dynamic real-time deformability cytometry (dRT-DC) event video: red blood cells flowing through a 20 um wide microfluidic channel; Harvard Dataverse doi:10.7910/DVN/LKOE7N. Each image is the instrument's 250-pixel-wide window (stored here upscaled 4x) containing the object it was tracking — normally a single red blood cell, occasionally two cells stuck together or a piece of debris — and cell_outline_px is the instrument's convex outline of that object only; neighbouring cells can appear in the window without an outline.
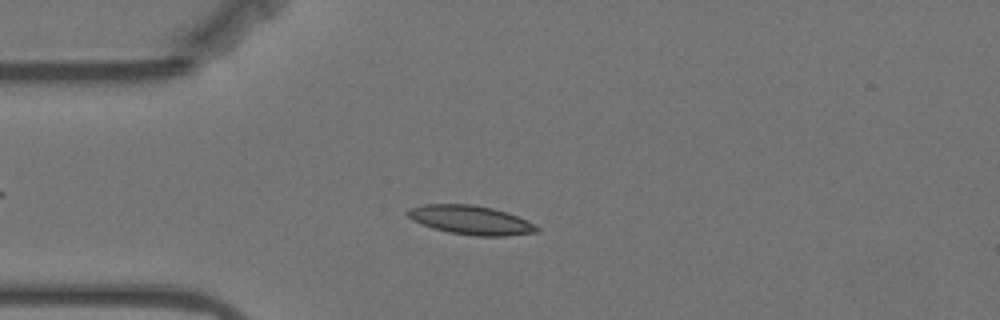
{"species": "Egyptian fruit bat (a non-hibernating species)", "species_latin": "Rousettus aegyptiacus", "temperature_condition": "warm", "stored_images_in_passage": 56, "camera_frame_rate_fps": 3000, "um_per_image_px": 0.085, "animal": {"sex": "female"}, "frame": {"image": 1, "passage_image": 13, "time_ms": 4.0, "image_size_px": [1000, 320], "cell_outline_px": [[540, 228], [536, 232], [504, 236], [476, 236], [448, 232], [432, 228], [420, 224], [412, 220], [404, 212], [408, 208], [424, 204], [472, 204], [492, 208], [516, 216], [536, 224]], "centroid_in_image_um": [39.96, 18.7], "position_along_channel_um": 45.0, "area_um2": 21.85}}
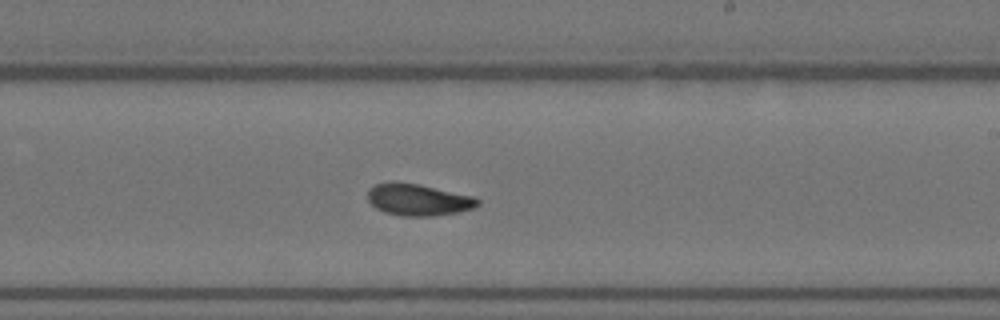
{"frame": {"image": 2, "passage_image": 32, "time_ms": 10.333, "image_size_px": [1000, 320], "cell_outline_px": [[480, 204], [476, 208], [460, 212], [432, 216], [404, 216], [384, 212], [376, 208], [368, 200], [368, 192], [376, 184], [420, 184], [476, 196], [480, 200]], "centroid_in_image_um": [35.67, 17.01], "position_along_channel_um": 253.3, "area_um2": 20.11}}
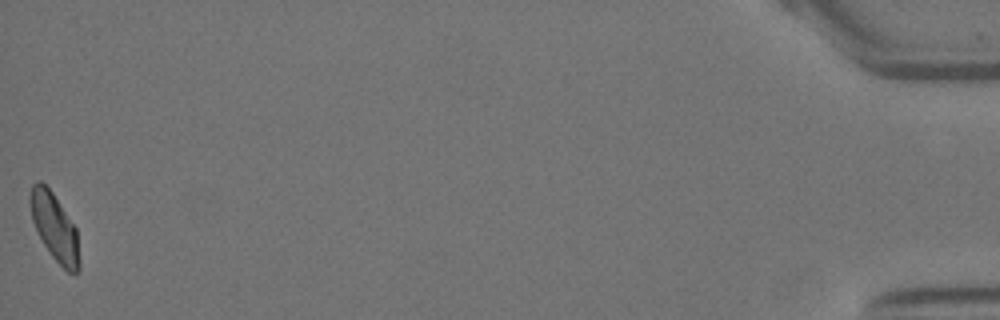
{"frame": {"image": 3, "passage_image": 56, "time_ms": 18.333, "image_size_px": [1000, 320], "cell_outline_px": [[80, 268], [76, 272], [68, 272], [52, 256], [44, 244], [32, 220], [28, 204], [28, 196], [32, 184], [36, 180], [40, 180], [52, 192], [76, 228], [80, 264]], "centroid_in_image_um": [4.61, 19.26], "position_along_channel_um": 430.6, "area_um2": 19.13}, "authors_computed_cell_mechanics": {"area_um2": 19.9988, "velocity_mm_per_s": 3.514, "shape_relaxation_time_tau1_ms": 6.6981, "shape_relaxation_time_tau2_ms": 2.7975, "deformation_change_tau1": 0.1964, "deformation_change_tau2": 0.0828}}